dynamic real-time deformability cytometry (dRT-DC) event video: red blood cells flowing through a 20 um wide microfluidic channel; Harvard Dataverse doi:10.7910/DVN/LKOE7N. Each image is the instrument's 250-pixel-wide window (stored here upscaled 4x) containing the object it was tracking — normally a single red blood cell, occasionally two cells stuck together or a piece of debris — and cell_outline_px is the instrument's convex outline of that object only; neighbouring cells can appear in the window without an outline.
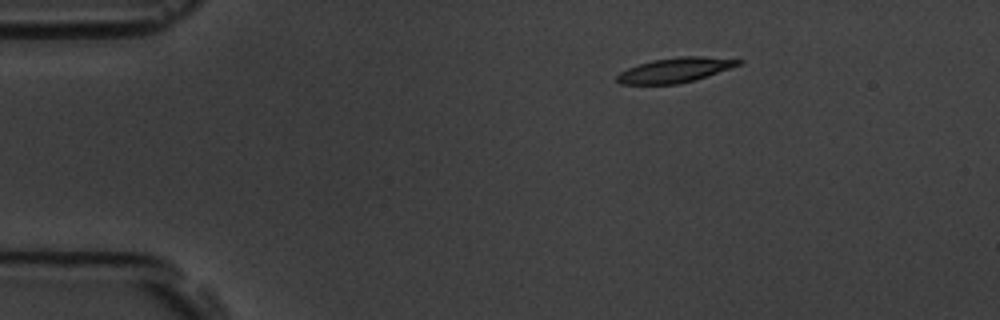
{"species": "common noctule bat (a hibernating species)", "species_latin": "Nyctalus noctula", "temperature_condition": "room temperature", "stored_images_in_passage": 3, "camera_frame_rate_fps": 3000, "um_per_image_px": 0.085, "animal": {"sex": "male", "body_mass_g": 19.5, "forearm_length_mm": 54.6}, "frame": {"image": 1, "passage_image": 1, "time_ms": 0.0, "image_size_px": [1000, 320], "cell_outline_px": [[744, 60], [740, 64], [696, 80], [676, 84], [620, 84], [616, 80], [616, 76], [620, 72], [628, 68], [652, 60], [680, 56], [704, 56]], "centroid_in_image_um": [57.37, 5.95], "position_along_channel_um": 27.6, "area_um2": 17.4}}